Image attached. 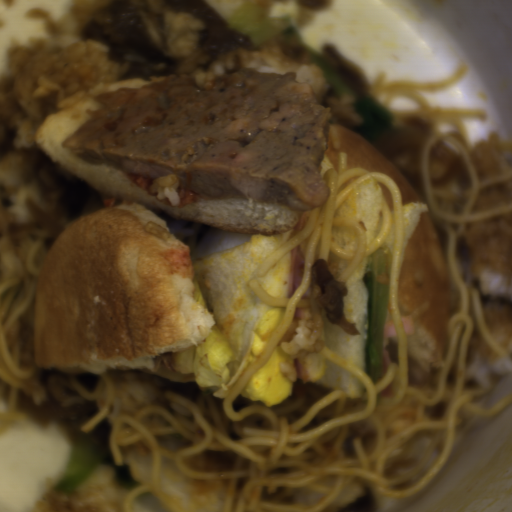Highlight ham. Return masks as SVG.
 Listing matches in <instances>:
<instances>
[{
	"label": "ham",
	"instance_id": "ham-1",
	"mask_svg": "<svg viewBox=\"0 0 512 512\" xmlns=\"http://www.w3.org/2000/svg\"><path fill=\"white\" fill-rule=\"evenodd\" d=\"M305 254L300 246L289 251L287 293L291 298L294 290L302 280Z\"/></svg>",
	"mask_w": 512,
	"mask_h": 512
}]
</instances>
